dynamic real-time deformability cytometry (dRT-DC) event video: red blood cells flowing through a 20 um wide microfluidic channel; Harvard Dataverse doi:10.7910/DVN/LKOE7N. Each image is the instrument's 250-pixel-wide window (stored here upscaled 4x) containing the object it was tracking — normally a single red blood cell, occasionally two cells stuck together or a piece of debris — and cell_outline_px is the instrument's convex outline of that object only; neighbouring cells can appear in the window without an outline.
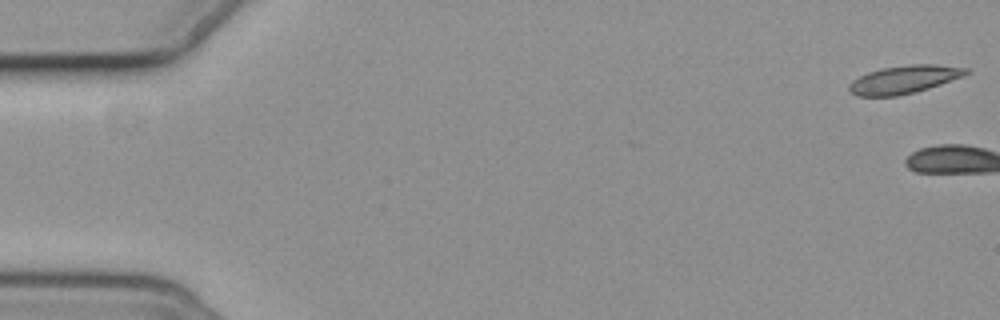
{"species": "common noctule bat (a hibernating species)", "species_latin": "Nyctalus noctula", "temperature_condition": "cold", "stored_images_in_passage": 5, "camera_frame_rate_fps": 3000, "um_per_image_px": 0.085, "animal": {"sex": "female", "body_mass_g": 19.3, "forearm_length_mm": 54.1}, "frame": {"image": 1, "passage_image": 1, "time_ms": 0.0, "image_size_px": [1000, 320], "cell_outline_px": [[972, 72], [964, 76], [916, 92], [900, 96], [856, 96], [848, 92], [848, 84], [852, 80], [868, 72], [880, 68], [908, 64], [936, 64], [968, 68]], "centroid_in_image_um": [76.84, 6.75], "position_along_channel_um": 8.2, "area_um2": 19.42}}